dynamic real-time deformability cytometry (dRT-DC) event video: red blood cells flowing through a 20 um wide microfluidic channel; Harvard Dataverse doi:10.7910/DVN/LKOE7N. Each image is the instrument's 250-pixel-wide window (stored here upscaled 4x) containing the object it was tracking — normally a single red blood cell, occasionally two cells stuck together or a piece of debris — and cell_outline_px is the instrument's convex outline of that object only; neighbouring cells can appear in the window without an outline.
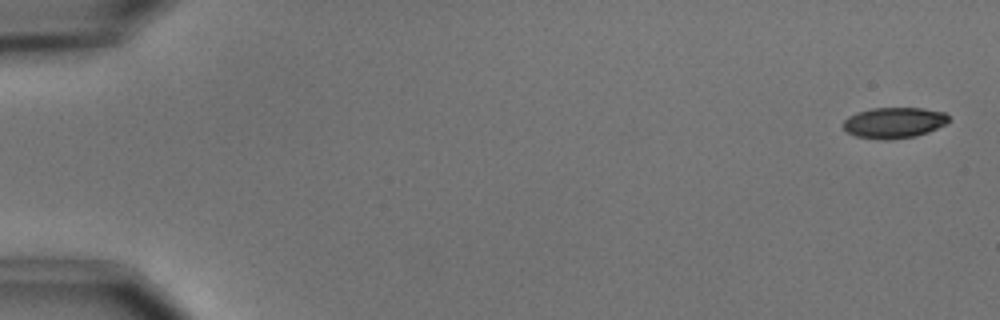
{"species": "common noctule bat (a hibernating species)", "species_latin": "Nyctalus noctula", "temperature_condition": "cold", "stored_images_in_passage": 5, "camera_frame_rate_fps": 3000, "um_per_image_px": 0.085, "animal": {"sex": "male", "body_mass_g": 15.6}, "frame": {"image": 1, "passage_image": 1, "time_ms": 0.0, "image_size_px": [1000, 320], "cell_outline_px": [[948, 124], [928, 132], [916, 136], [888, 140], [884, 140], [856, 136], [848, 132], [844, 128], [844, 120], [848, 116], [856, 112], [872, 108], [924, 108], [944, 112], [948, 116]], "centroid_in_image_um": [76.01, 10.43], "position_along_channel_um": 9.0, "area_um2": 19.02}}
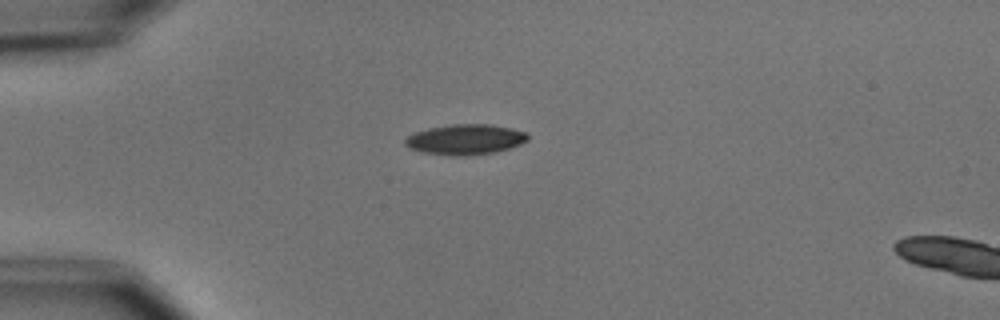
{"frame": {"image": 2, "passage_image": 4, "time_ms": 4.333, "image_size_px": [1000, 320], "cell_outline_px": [[528, 140], [520, 144], [496, 152], [464, 156], [452, 156], [424, 152], [408, 148], [404, 144], [404, 140], [408, 136], [416, 132], [428, 128], [452, 124], [492, 124], [512, 128], [528, 132]], "centroid_in_image_um": [39.57, 11.85], "position_along_channel_um": 45.4, "area_um2": 21.79}}